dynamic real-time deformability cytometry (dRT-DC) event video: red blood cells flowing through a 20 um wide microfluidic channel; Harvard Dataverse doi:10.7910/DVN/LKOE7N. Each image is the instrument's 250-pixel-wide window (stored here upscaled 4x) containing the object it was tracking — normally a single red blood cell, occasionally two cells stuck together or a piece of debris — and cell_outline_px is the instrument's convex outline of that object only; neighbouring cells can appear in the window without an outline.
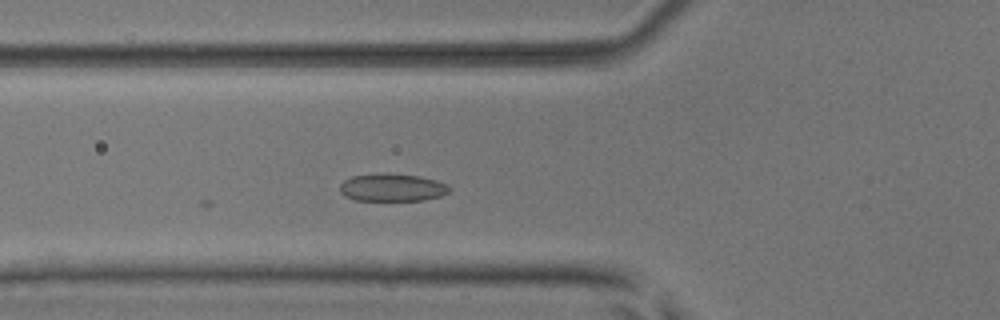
{"species": "common noctule bat (a hibernating species)", "species_latin": "Nyctalus noctula", "temperature_condition": "room temperature", "stored_images_in_passage": 5, "camera_frame_rate_fps": 3000, "um_per_image_px": 0.085, "animal": {"sex": "male", "body_mass_g": 17.9, "forearm_length_mm": 54.2}, "frame": {"image": 1, "passage_image": 2, "time_ms": 0.333, "image_size_px": [1000, 320], "cell_outline_px": [[452, 188], [448, 192], [440, 196], [424, 200], [356, 200], [344, 196], [340, 192], [340, 184], [344, 180], [352, 176], [388, 172], [420, 176], [436, 180], [448, 184]], "centroid_in_image_um": [33.35, 15.92], "position_along_channel_um": 92.5, "area_um2": 17.86}}
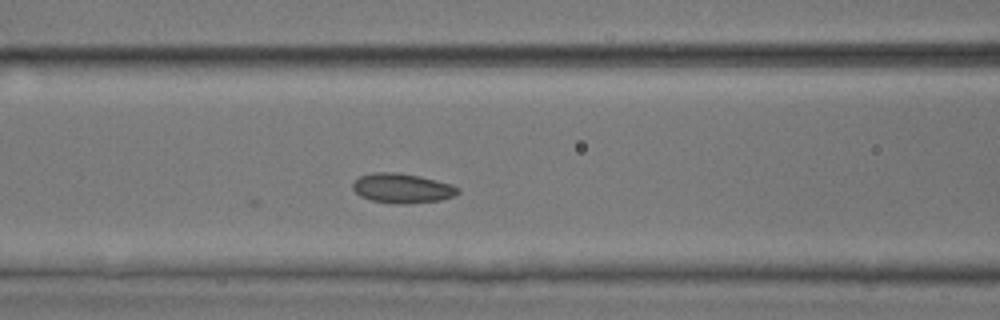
{"frame": {"image": 2, "passage_image": 5, "time_ms": 1.333, "image_size_px": [1000, 320], "cell_outline_px": [[460, 192], [456, 196], [440, 200], [408, 204], [396, 204], [372, 200], [360, 196], [352, 188], [352, 184], [360, 176], [372, 172], [396, 172], [420, 176], [452, 184], [460, 188]], "centroid_in_image_um": [34.22, 16.0], "position_along_channel_um": 132.4, "area_um2": 18.32}}